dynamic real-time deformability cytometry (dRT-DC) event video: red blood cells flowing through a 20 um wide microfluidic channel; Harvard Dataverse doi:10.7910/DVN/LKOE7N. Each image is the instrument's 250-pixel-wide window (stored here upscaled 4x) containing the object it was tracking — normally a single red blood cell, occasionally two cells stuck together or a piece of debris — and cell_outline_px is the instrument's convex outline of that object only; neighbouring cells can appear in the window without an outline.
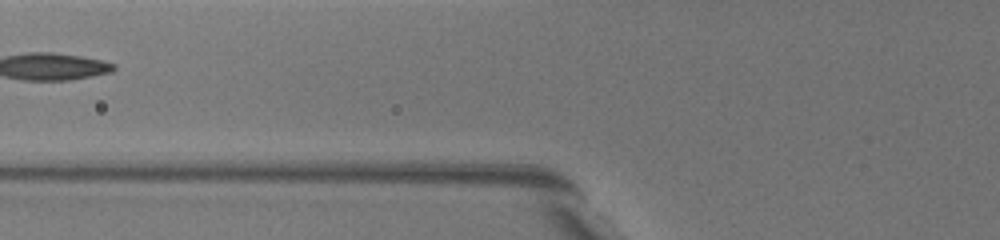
{"species": "common noctule bat (a hibernating species)", "species_latin": "Nyctalus noctula", "temperature_condition": "warm", "stored_images_in_passage": 4, "camera_frame_rate_fps": 3000, "um_per_image_px": 0.085, "animal": {"sex": "female", "body_mass_g": 19.5, "forearm_length_mm": 54.1}, "frame": {"image": 1, "passage_image": 2, "time_ms": 0.333, "image_size_px": [1000, 240], "cell_outline_px": [[656, 208], [652, 212], [644, 208], [600, 168], [596, 164], [584, 144], [616, 140], [652, 192], [656, 200]], "centroid_in_image_um": [52.87, 14.58], "position_along_channel_um": 72.9, "area_um2": 14.45}}